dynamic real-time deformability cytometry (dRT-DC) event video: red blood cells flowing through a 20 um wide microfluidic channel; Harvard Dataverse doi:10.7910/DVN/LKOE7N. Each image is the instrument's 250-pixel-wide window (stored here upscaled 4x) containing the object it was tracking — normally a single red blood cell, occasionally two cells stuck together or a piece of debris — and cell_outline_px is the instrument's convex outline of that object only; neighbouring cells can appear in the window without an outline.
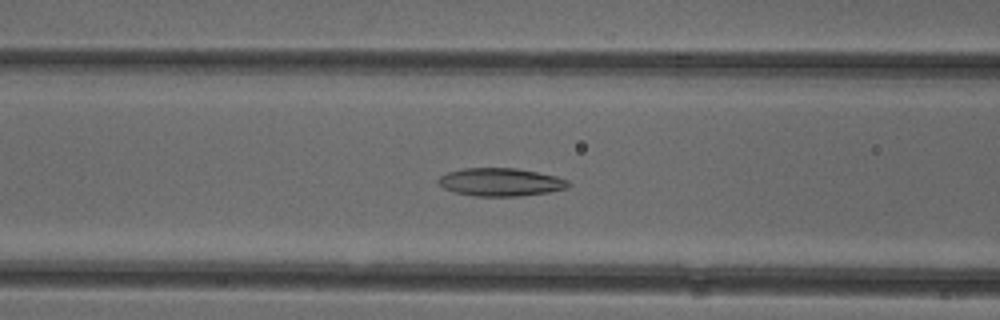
{"species": "common noctule bat (a hibernating species)", "species_latin": "Nyctalus noctula", "temperature_condition": "cold", "stored_images_in_passage": 41, "camera_frame_rate_fps": 3000, "um_per_image_px": 0.085, "animal": {"sex": "female"}, "frame": {"image": 1, "passage_image": 11, "time_ms": 3.333, "image_size_px": [1000, 320], "cell_outline_px": [[572, 184], [568, 188], [548, 192], [520, 196], [472, 196], [452, 192], [444, 188], [436, 180], [440, 176], [448, 172], [464, 168], [516, 168], [556, 176], [568, 180]], "centroid_in_image_um": [42.55, 15.48], "position_along_channel_um": 124.1, "area_um2": 21.33}}
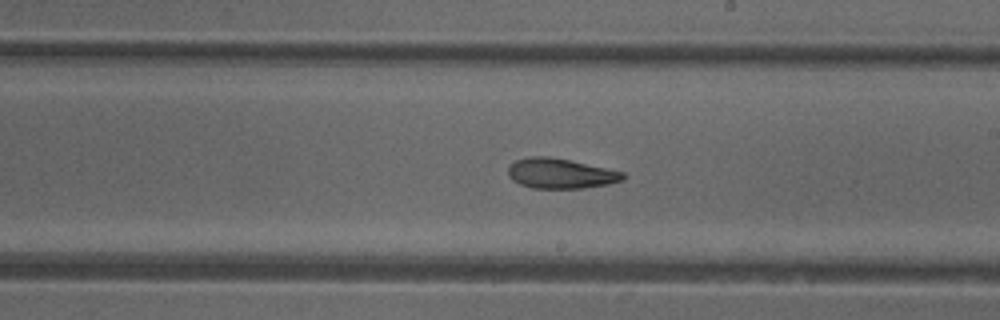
{"frame": {"image": 2, "passage_image": 20, "time_ms": 6.333, "image_size_px": [1000, 320], "cell_outline_px": [[624, 180], [608, 184], [584, 188], [532, 188], [520, 184], [512, 180], [508, 176], [508, 164], [516, 160], [532, 156], [548, 156], [568, 160], [624, 172]], "centroid_in_image_um": [47.6, 14.75], "position_along_channel_um": 241.4, "area_um2": 20.06}}
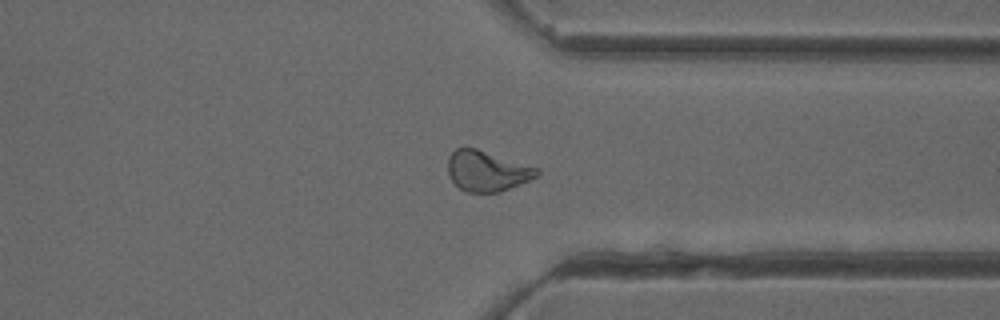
{"frame": {"image": 3, "passage_image": 30, "time_ms": 9.667, "image_size_px": [1000, 320], "cell_outline_px": [[540, 172], [536, 176], [520, 184], [500, 192], [468, 192], [460, 188], [452, 180], [448, 172], [448, 156], [456, 148], [476, 148], [540, 168]], "centroid_in_image_um": [41.4, 14.53], "position_along_channel_um": 370.0, "area_um2": 20.87}}